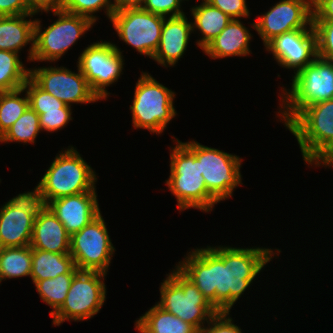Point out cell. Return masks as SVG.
<instances>
[{"label": "cell", "instance_id": "6da1fadb", "mask_svg": "<svg viewBox=\"0 0 333 333\" xmlns=\"http://www.w3.org/2000/svg\"><path fill=\"white\" fill-rule=\"evenodd\" d=\"M277 250V251H275ZM270 248L217 246L194 249L176 267L218 311H229L274 254Z\"/></svg>", "mask_w": 333, "mask_h": 333}, {"label": "cell", "instance_id": "7a4b0ae2", "mask_svg": "<svg viewBox=\"0 0 333 333\" xmlns=\"http://www.w3.org/2000/svg\"><path fill=\"white\" fill-rule=\"evenodd\" d=\"M170 149V175L166 180L172 195L177 199L179 211L189 208L210 212L219 203L209 192L195 154L176 138Z\"/></svg>", "mask_w": 333, "mask_h": 333}, {"label": "cell", "instance_id": "3957f363", "mask_svg": "<svg viewBox=\"0 0 333 333\" xmlns=\"http://www.w3.org/2000/svg\"><path fill=\"white\" fill-rule=\"evenodd\" d=\"M282 89L278 117L286 126L303 108L333 99V62L317 57L294 74L291 89Z\"/></svg>", "mask_w": 333, "mask_h": 333}, {"label": "cell", "instance_id": "277c9868", "mask_svg": "<svg viewBox=\"0 0 333 333\" xmlns=\"http://www.w3.org/2000/svg\"><path fill=\"white\" fill-rule=\"evenodd\" d=\"M286 128L296 137L304 162L317 165L333 149V99L303 108Z\"/></svg>", "mask_w": 333, "mask_h": 333}, {"label": "cell", "instance_id": "5b68a950", "mask_svg": "<svg viewBox=\"0 0 333 333\" xmlns=\"http://www.w3.org/2000/svg\"><path fill=\"white\" fill-rule=\"evenodd\" d=\"M95 173L77 149L69 146L55 157L38 184L48 204L60 197L93 191L97 182Z\"/></svg>", "mask_w": 333, "mask_h": 333}, {"label": "cell", "instance_id": "8992f818", "mask_svg": "<svg viewBox=\"0 0 333 333\" xmlns=\"http://www.w3.org/2000/svg\"><path fill=\"white\" fill-rule=\"evenodd\" d=\"M160 301L165 311L195 326L199 331L218 312L196 285L176 266L160 286Z\"/></svg>", "mask_w": 333, "mask_h": 333}, {"label": "cell", "instance_id": "52a82bcc", "mask_svg": "<svg viewBox=\"0 0 333 333\" xmlns=\"http://www.w3.org/2000/svg\"><path fill=\"white\" fill-rule=\"evenodd\" d=\"M141 73L130 106L132 124L134 128L147 129L159 135L177 114L173 106L176 94L149 73Z\"/></svg>", "mask_w": 333, "mask_h": 333}, {"label": "cell", "instance_id": "ba28073f", "mask_svg": "<svg viewBox=\"0 0 333 333\" xmlns=\"http://www.w3.org/2000/svg\"><path fill=\"white\" fill-rule=\"evenodd\" d=\"M58 19L42 32L41 21L34 24V53L32 61H57L64 55L94 22L89 18L64 10L52 11Z\"/></svg>", "mask_w": 333, "mask_h": 333}, {"label": "cell", "instance_id": "9c48e42d", "mask_svg": "<svg viewBox=\"0 0 333 333\" xmlns=\"http://www.w3.org/2000/svg\"><path fill=\"white\" fill-rule=\"evenodd\" d=\"M183 143L200 161V171L208 192L218 202L231 198L234 189L242 185L240 168L243 158L201 145L194 140Z\"/></svg>", "mask_w": 333, "mask_h": 333}, {"label": "cell", "instance_id": "30bf717a", "mask_svg": "<svg viewBox=\"0 0 333 333\" xmlns=\"http://www.w3.org/2000/svg\"><path fill=\"white\" fill-rule=\"evenodd\" d=\"M106 274L99 271H78L70 284L65 302L51 317L53 325L66 320L84 321L92 318L102 308L106 299Z\"/></svg>", "mask_w": 333, "mask_h": 333}, {"label": "cell", "instance_id": "8fae6325", "mask_svg": "<svg viewBox=\"0 0 333 333\" xmlns=\"http://www.w3.org/2000/svg\"><path fill=\"white\" fill-rule=\"evenodd\" d=\"M105 220L100 213L80 231L71 235L69 254L80 271H99L107 274L115 253Z\"/></svg>", "mask_w": 333, "mask_h": 333}, {"label": "cell", "instance_id": "7c38bea8", "mask_svg": "<svg viewBox=\"0 0 333 333\" xmlns=\"http://www.w3.org/2000/svg\"><path fill=\"white\" fill-rule=\"evenodd\" d=\"M123 57L118 46L107 41L94 42L80 53L77 67L99 100L108 98L110 93L106 87L118 81L121 76Z\"/></svg>", "mask_w": 333, "mask_h": 333}, {"label": "cell", "instance_id": "4fadbf2b", "mask_svg": "<svg viewBox=\"0 0 333 333\" xmlns=\"http://www.w3.org/2000/svg\"><path fill=\"white\" fill-rule=\"evenodd\" d=\"M164 19L141 8H125L114 12L110 22L119 39L140 55L152 58L159 46Z\"/></svg>", "mask_w": 333, "mask_h": 333}, {"label": "cell", "instance_id": "5bb4252c", "mask_svg": "<svg viewBox=\"0 0 333 333\" xmlns=\"http://www.w3.org/2000/svg\"><path fill=\"white\" fill-rule=\"evenodd\" d=\"M29 77L41 89L68 106H72L71 103L87 104L99 101L79 67L78 73L66 67L30 68Z\"/></svg>", "mask_w": 333, "mask_h": 333}, {"label": "cell", "instance_id": "9a60e30c", "mask_svg": "<svg viewBox=\"0 0 333 333\" xmlns=\"http://www.w3.org/2000/svg\"><path fill=\"white\" fill-rule=\"evenodd\" d=\"M312 0H281L251 24L264 46L274 37L312 25ZM309 25V26H308Z\"/></svg>", "mask_w": 333, "mask_h": 333}, {"label": "cell", "instance_id": "2e32d148", "mask_svg": "<svg viewBox=\"0 0 333 333\" xmlns=\"http://www.w3.org/2000/svg\"><path fill=\"white\" fill-rule=\"evenodd\" d=\"M279 66L294 69L296 74L317 57V38L313 25L309 29H296L274 37L265 45Z\"/></svg>", "mask_w": 333, "mask_h": 333}, {"label": "cell", "instance_id": "e0dca14e", "mask_svg": "<svg viewBox=\"0 0 333 333\" xmlns=\"http://www.w3.org/2000/svg\"><path fill=\"white\" fill-rule=\"evenodd\" d=\"M47 207L70 235L80 231L101 213L96 188L93 191L54 199L47 204Z\"/></svg>", "mask_w": 333, "mask_h": 333}, {"label": "cell", "instance_id": "ac0fdd59", "mask_svg": "<svg viewBox=\"0 0 333 333\" xmlns=\"http://www.w3.org/2000/svg\"><path fill=\"white\" fill-rule=\"evenodd\" d=\"M191 33L192 22L186 15L165 18L159 46L152 60L161 66L173 67L183 57Z\"/></svg>", "mask_w": 333, "mask_h": 333}, {"label": "cell", "instance_id": "d6986e66", "mask_svg": "<svg viewBox=\"0 0 333 333\" xmlns=\"http://www.w3.org/2000/svg\"><path fill=\"white\" fill-rule=\"evenodd\" d=\"M70 239L71 235L48 207L35 218L30 244L32 249L69 253Z\"/></svg>", "mask_w": 333, "mask_h": 333}, {"label": "cell", "instance_id": "ffe728a7", "mask_svg": "<svg viewBox=\"0 0 333 333\" xmlns=\"http://www.w3.org/2000/svg\"><path fill=\"white\" fill-rule=\"evenodd\" d=\"M251 36L249 29L239 19H232L202 51L214 60L248 56L251 53L249 48Z\"/></svg>", "mask_w": 333, "mask_h": 333}, {"label": "cell", "instance_id": "44dd1931", "mask_svg": "<svg viewBox=\"0 0 333 333\" xmlns=\"http://www.w3.org/2000/svg\"><path fill=\"white\" fill-rule=\"evenodd\" d=\"M34 218L14 208L9 202L0 208V241L3 247H23L31 244Z\"/></svg>", "mask_w": 333, "mask_h": 333}, {"label": "cell", "instance_id": "7402d4cb", "mask_svg": "<svg viewBox=\"0 0 333 333\" xmlns=\"http://www.w3.org/2000/svg\"><path fill=\"white\" fill-rule=\"evenodd\" d=\"M32 14L0 16V50L19 53L27 44L31 43L28 61H32L34 53V24L36 19H26Z\"/></svg>", "mask_w": 333, "mask_h": 333}, {"label": "cell", "instance_id": "603a6c76", "mask_svg": "<svg viewBox=\"0 0 333 333\" xmlns=\"http://www.w3.org/2000/svg\"><path fill=\"white\" fill-rule=\"evenodd\" d=\"M191 10L193 16L192 32L197 29L200 31L202 37L196 43L200 49H204L210 41L217 37L220 32L232 20L228 15L223 13L220 9L212 6L206 0L200 5H195Z\"/></svg>", "mask_w": 333, "mask_h": 333}, {"label": "cell", "instance_id": "cb8c5ba5", "mask_svg": "<svg viewBox=\"0 0 333 333\" xmlns=\"http://www.w3.org/2000/svg\"><path fill=\"white\" fill-rule=\"evenodd\" d=\"M139 333H200L192 324L165 311L157 304L135 321Z\"/></svg>", "mask_w": 333, "mask_h": 333}, {"label": "cell", "instance_id": "d4e9b609", "mask_svg": "<svg viewBox=\"0 0 333 333\" xmlns=\"http://www.w3.org/2000/svg\"><path fill=\"white\" fill-rule=\"evenodd\" d=\"M74 259L69 253H54L41 249H32V281L55 278L66 273H77Z\"/></svg>", "mask_w": 333, "mask_h": 333}, {"label": "cell", "instance_id": "484cf974", "mask_svg": "<svg viewBox=\"0 0 333 333\" xmlns=\"http://www.w3.org/2000/svg\"><path fill=\"white\" fill-rule=\"evenodd\" d=\"M32 248L4 247L0 254V282L31 275ZM1 284V283H0Z\"/></svg>", "mask_w": 333, "mask_h": 333}, {"label": "cell", "instance_id": "4316f807", "mask_svg": "<svg viewBox=\"0 0 333 333\" xmlns=\"http://www.w3.org/2000/svg\"><path fill=\"white\" fill-rule=\"evenodd\" d=\"M29 75L18 53L0 50V92L22 88Z\"/></svg>", "mask_w": 333, "mask_h": 333}, {"label": "cell", "instance_id": "83f0119b", "mask_svg": "<svg viewBox=\"0 0 333 333\" xmlns=\"http://www.w3.org/2000/svg\"><path fill=\"white\" fill-rule=\"evenodd\" d=\"M76 273H66L39 281H32L43 302L52 307L50 316L54 315L65 302L73 276Z\"/></svg>", "mask_w": 333, "mask_h": 333}, {"label": "cell", "instance_id": "f1b7e54d", "mask_svg": "<svg viewBox=\"0 0 333 333\" xmlns=\"http://www.w3.org/2000/svg\"><path fill=\"white\" fill-rule=\"evenodd\" d=\"M23 92H26L23 87L12 91L0 92V137L29 107L27 92L24 95L25 97H20Z\"/></svg>", "mask_w": 333, "mask_h": 333}, {"label": "cell", "instance_id": "f546056e", "mask_svg": "<svg viewBox=\"0 0 333 333\" xmlns=\"http://www.w3.org/2000/svg\"><path fill=\"white\" fill-rule=\"evenodd\" d=\"M40 131L39 115L29 106L15 123L0 137V142L33 144Z\"/></svg>", "mask_w": 333, "mask_h": 333}, {"label": "cell", "instance_id": "4dcf8cb0", "mask_svg": "<svg viewBox=\"0 0 333 333\" xmlns=\"http://www.w3.org/2000/svg\"><path fill=\"white\" fill-rule=\"evenodd\" d=\"M23 88L29 97V106L41 115L44 111L58 110L59 108H71L57 99L50 93L41 89L30 77L25 82Z\"/></svg>", "mask_w": 333, "mask_h": 333}, {"label": "cell", "instance_id": "1f68e13d", "mask_svg": "<svg viewBox=\"0 0 333 333\" xmlns=\"http://www.w3.org/2000/svg\"><path fill=\"white\" fill-rule=\"evenodd\" d=\"M112 0H65L63 9L66 12L89 18L92 22L97 21L96 12L104 8L106 16L110 20L114 6ZM94 14V15H93Z\"/></svg>", "mask_w": 333, "mask_h": 333}, {"label": "cell", "instance_id": "d6a6232c", "mask_svg": "<svg viewBox=\"0 0 333 333\" xmlns=\"http://www.w3.org/2000/svg\"><path fill=\"white\" fill-rule=\"evenodd\" d=\"M14 208L25 211L34 219L47 207L39 184L32 191L20 193L8 201Z\"/></svg>", "mask_w": 333, "mask_h": 333}, {"label": "cell", "instance_id": "836d02e7", "mask_svg": "<svg viewBox=\"0 0 333 333\" xmlns=\"http://www.w3.org/2000/svg\"><path fill=\"white\" fill-rule=\"evenodd\" d=\"M318 57L333 62V20H312Z\"/></svg>", "mask_w": 333, "mask_h": 333}, {"label": "cell", "instance_id": "e575fe53", "mask_svg": "<svg viewBox=\"0 0 333 333\" xmlns=\"http://www.w3.org/2000/svg\"><path fill=\"white\" fill-rule=\"evenodd\" d=\"M71 108H59L58 110L44 111L39 115L40 129L47 132H55L62 129L72 120Z\"/></svg>", "mask_w": 333, "mask_h": 333}, {"label": "cell", "instance_id": "d590c367", "mask_svg": "<svg viewBox=\"0 0 333 333\" xmlns=\"http://www.w3.org/2000/svg\"><path fill=\"white\" fill-rule=\"evenodd\" d=\"M141 9L165 18L185 15L180 0H144Z\"/></svg>", "mask_w": 333, "mask_h": 333}, {"label": "cell", "instance_id": "8d00e7d4", "mask_svg": "<svg viewBox=\"0 0 333 333\" xmlns=\"http://www.w3.org/2000/svg\"><path fill=\"white\" fill-rule=\"evenodd\" d=\"M229 315V311L217 312L200 333H242L241 328L233 323Z\"/></svg>", "mask_w": 333, "mask_h": 333}, {"label": "cell", "instance_id": "74e56055", "mask_svg": "<svg viewBox=\"0 0 333 333\" xmlns=\"http://www.w3.org/2000/svg\"><path fill=\"white\" fill-rule=\"evenodd\" d=\"M212 6L220 9L232 19H240L250 16L246 0H206Z\"/></svg>", "mask_w": 333, "mask_h": 333}, {"label": "cell", "instance_id": "f35d334b", "mask_svg": "<svg viewBox=\"0 0 333 333\" xmlns=\"http://www.w3.org/2000/svg\"><path fill=\"white\" fill-rule=\"evenodd\" d=\"M27 0H0V16L32 14Z\"/></svg>", "mask_w": 333, "mask_h": 333}, {"label": "cell", "instance_id": "ab89813d", "mask_svg": "<svg viewBox=\"0 0 333 333\" xmlns=\"http://www.w3.org/2000/svg\"><path fill=\"white\" fill-rule=\"evenodd\" d=\"M312 20H333V0H312Z\"/></svg>", "mask_w": 333, "mask_h": 333}, {"label": "cell", "instance_id": "60d3db41", "mask_svg": "<svg viewBox=\"0 0 333 333\" xmlns=\"http://www.w3.org/2000/svg\"><path fill=\"white\" fill-rule=\"evenodd\" d=\"M65 0H27L29 9L38 14V12H50L62 10Z\"/></svg>", "mask_w": 333, "mask_h": 333}, {"label": "cell", "instance_id": "b9f144b4", "mask_svg": "<svg viewBox=\"0 0 333 333\" xmlns=\"http://www.w3.org/2000/svg\"><path fill=\"white\" fill-rule=\"evenodd\" d=\"M114 11H119L125 8H141L144 0H113Z\"/></svg>", "mask_w": 333, "mask_h": 333}, {"label": "cell", "instance_id": "7bdbcfd3", "mask_svg": "<svg viewBox=\"0 0 333 333\" xmlns=\"http://www.w3.org/2000/svg\"><path fill=\"white\" fill-rule=\"evenodd\" d=\"M321 164L325 165L324 167L329 166L328 168H333V149L317 163L316 167L322 166Z\"/></svg>", "mask_w": 333, "mask_h": 333}, {"label": "cell", "instance_id": "ee69618b", "mask_svg": "<svg viewBox=\"0 0 333 333\" xmlns=\"http://www.w3.org/2000/svg\"><path fill=\"white\" fill-rule=\"evenodd\" d=\"M3 246H2V244H1V241H0V254H1V252H2V250H3Z\"/></svg>", "mask_w": 333, "mask_h": 333}]
</instances>
